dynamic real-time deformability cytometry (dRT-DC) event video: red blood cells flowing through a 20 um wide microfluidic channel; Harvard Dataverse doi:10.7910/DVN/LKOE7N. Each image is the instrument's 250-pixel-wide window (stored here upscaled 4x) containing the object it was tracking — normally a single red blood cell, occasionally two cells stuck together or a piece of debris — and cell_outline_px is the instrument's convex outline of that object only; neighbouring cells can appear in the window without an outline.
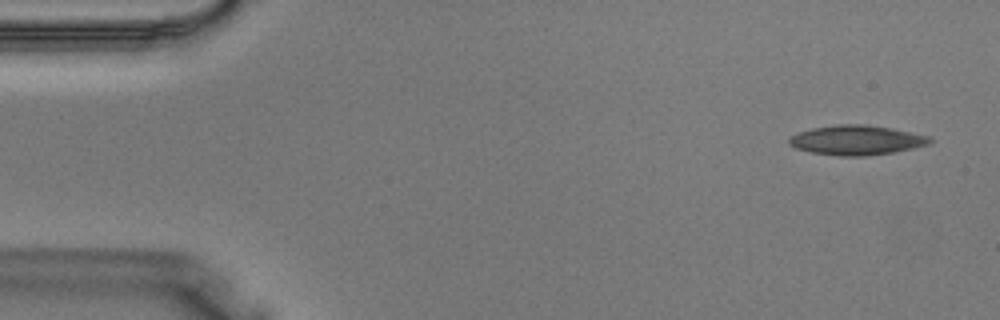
{"species": "Egyptian fruit bat (a non-hibernating species)", "species_latin": "Rousettus aegyptiacus", "temperature_condition": "warm", "stored_images_in_passage": 10, "camera_frame_rate_fps": 3000, "um_per_image_px": 0.085, "animal": {"sex": "male"}, "frame": {"image": 1, "passage_image": 2, "time_ms": 0.333, "image_size_px": [1000, 320], "cell_outline_px": [[932, 140], [928, 144], [912, 148], [892, 152], [864, 156], [840, 156], [812, 152], [796, 148], [788, 144], [788, 140], [792, 136], [800, 132], [812, 128], [836, 124], [868, 124], [892, 128], [928, 136]], "centroid_in_image_um": [72.78, 11.9], "position_along_channel_um": 12.2, "area_um2": 24.1}}